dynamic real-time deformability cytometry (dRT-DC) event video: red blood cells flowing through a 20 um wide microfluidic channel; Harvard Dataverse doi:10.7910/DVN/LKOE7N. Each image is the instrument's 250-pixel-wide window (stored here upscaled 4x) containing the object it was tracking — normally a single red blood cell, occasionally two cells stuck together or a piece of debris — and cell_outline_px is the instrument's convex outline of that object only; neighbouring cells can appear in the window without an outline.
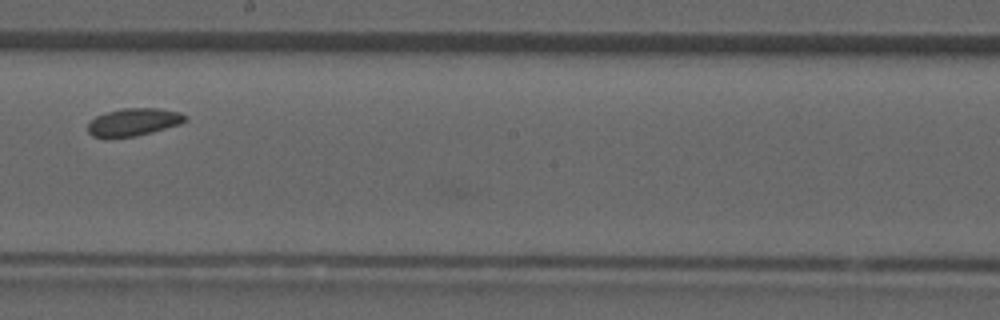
{"species": "common noctule bat (a hibernating species)", "species_latin": "Nyctalus noctula", "temperature_condition": "room temperature", "stored_images_in_passage": 26, "camera_frame_rate_fps": 3000, "um_per_image_px": 0.085, "animal": {"sex": "male", "forearm_length_mm": 52.5}, "frame": {"image": 1, "passage_image": 14, "time_ms": 4.333, "image_size_px": [1000, 320], "cell_outline_px": [[188, 120], [180, 124], [152, 132], [136, 136], [92, 136], [88, 132], [88, 124], [96, 116], [120, 108], [160, 108], [180, 112], [188, 116]], "centroid_in_image_um": [11.42, 10.35], "position_along_channel_um": 236.8, "area_um2": 15.49}}